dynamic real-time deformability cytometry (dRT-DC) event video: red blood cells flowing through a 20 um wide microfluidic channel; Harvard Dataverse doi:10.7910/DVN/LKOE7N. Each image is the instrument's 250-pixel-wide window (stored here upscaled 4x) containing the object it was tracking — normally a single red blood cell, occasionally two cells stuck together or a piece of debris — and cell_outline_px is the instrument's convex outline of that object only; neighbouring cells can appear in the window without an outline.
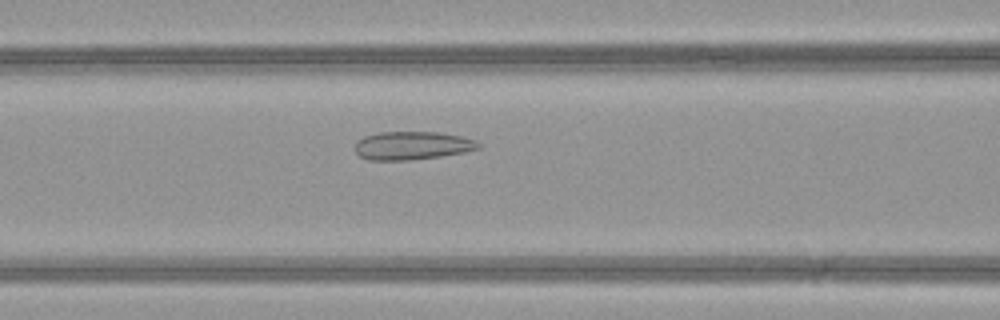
{"species": "common noctule bat (a hibernating species)", "species_latin": "Nyctalus noctula", "temperature_condition": "warm", "stored_images_in_passage": 35, "camera_frame_rate_fps": 3000, "um_per_image_px": 0.085, "animal": {"sex": "female", "body_mass_g": 21.9}, "frame": {"image": 1, "passage_image": 8, "time_ms": 2.333, "image_size_px": [1000, 320], "cell_outline_px": [[480, 148], [464, 152], [440, 156], [412, 160], [368, 160], [360, 156], [356, 152], [356, 144], [364, 136], [380, 132], [436, 132], [460, 136], [476, 140], [480, 144]], "centroid_in_image_um": [35.05, 12.38], "position_along_channel_um": 131.6, "area_um2": 20.17}}
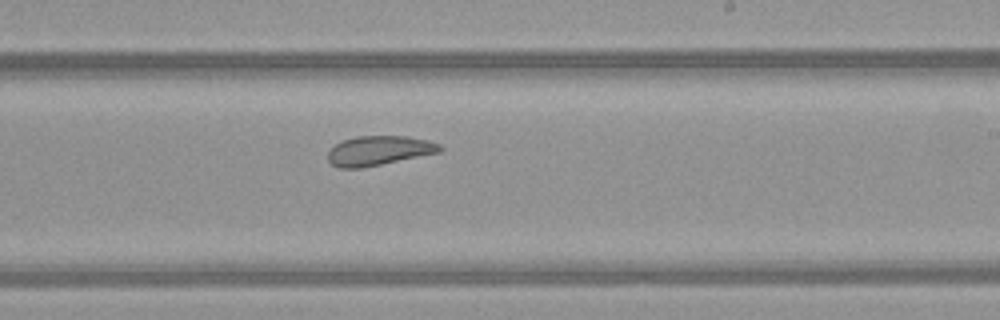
{"frame": {"image": 2, "passage_image": 17, "time_ms": 5.333, "image_size_px": [1000, 320], "cell_outline_px": [[444, 148], [440, 152], [360, 168], [340, 168], [332, 164], [328, 160], [328, 152], [336, 144], [344, 140], [356, 136], [408, 136], [428, 140], [440, 144]], "centroid_in_image_um": [32.23, 12.79], "position_along_channel_um": 256.8, "area_um2": 19.07}}
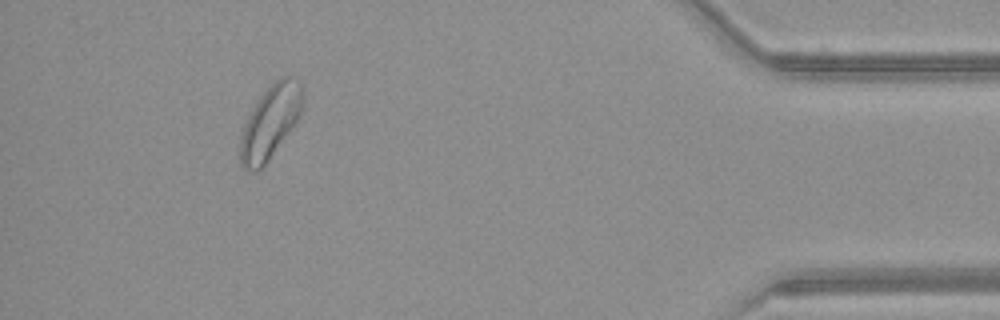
{"frame": {"image": 3, "passage_image": 32, "time_ms": 10.333, "image_size_px": [1000, 320], "cell_outline_px": [[304, 104], [296, 120], [268, 160], [256, 172], [244, 172], [240, 164], [240, 140], [244, 124], [252, 108], [260, 96], [280, 76], [288, 76], [300, 80], [304, 88]], "centroid_in_image_um": [22.97, 10.36], "position_along_channel_um": 412.2, "area_um2": 26.53}, "authors_computed_cell_mechanics": {"area_um2": 20.1722, "velocity_mm_per_s": 4.1816, "shape_relaxation_time_tau1_ms": null, "shape_relaxation_time_tau2_ms": 1.3899, "deformation_change_tau1": null, "deformation_change_tau2": 0.069}}